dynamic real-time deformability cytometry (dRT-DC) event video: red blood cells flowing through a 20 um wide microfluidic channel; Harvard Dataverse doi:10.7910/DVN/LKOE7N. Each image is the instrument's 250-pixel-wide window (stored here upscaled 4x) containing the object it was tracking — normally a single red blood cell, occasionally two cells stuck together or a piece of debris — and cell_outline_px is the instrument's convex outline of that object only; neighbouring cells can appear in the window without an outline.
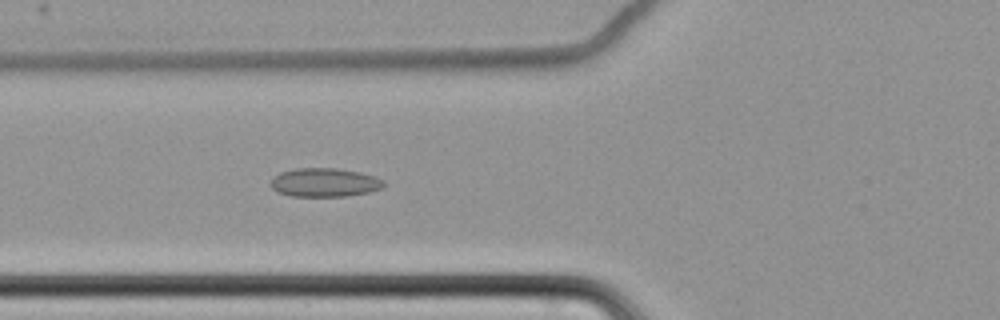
{"species": "common noctule bat (a hibernating species)", "species_latin": "Nyctalus noctula", "temperature_condition": "cold", "stored_images_in_passage": 56, "camera_frame_rate_fps": 3000, "um_per_image_px": 0.085, "animal": {"sex": "female", "body_mass_g": 22.7, "forearm_length_mm": 54.2}, "frame": {"image": 1, "passage_image": 19, "time_ms": 6.0, "image_size_px": [1000, 320], "cell_outline_px": [[384, 188], [368, 192], [348, 196], [292, 196], [276, 192], [272, 188], [272, 180], [280, 172], [296, 168], [336, 168], [360, 172], [384, 180]], "centroid_in_image_um": [27.6, 15.51], "position_along_channel_um": 98.2, "area_um2": 18.84}}
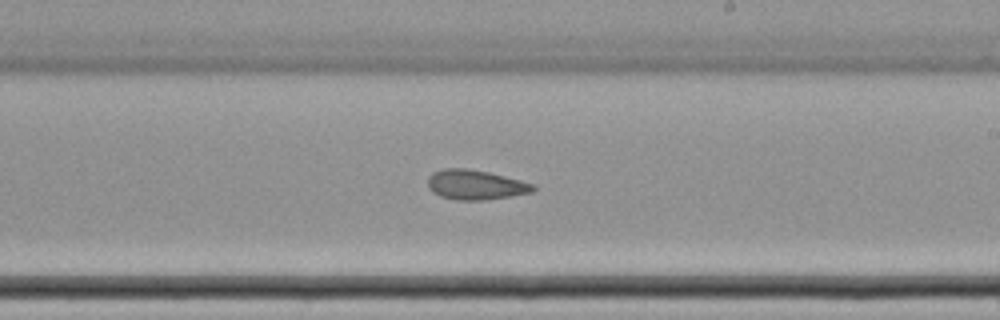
{"frame": {"image": 2, "passage_image": 32, "time_ms": 10.333, "image_size_px": [1000, 320], "cell_outline_px": [[536, 188], [532, 192], [512, 196], [484, 200], [456, 200], [440, 196], [432, 192], [428, 188], [428, 176], [432, 172], [444, 168], [468, 168], [488, 172], [520, 180], [532, 184]], "centroid_in_image_um": [40.37, 15.7], "position_along_channel_um": 248.6, "area_um2": 18.32}}
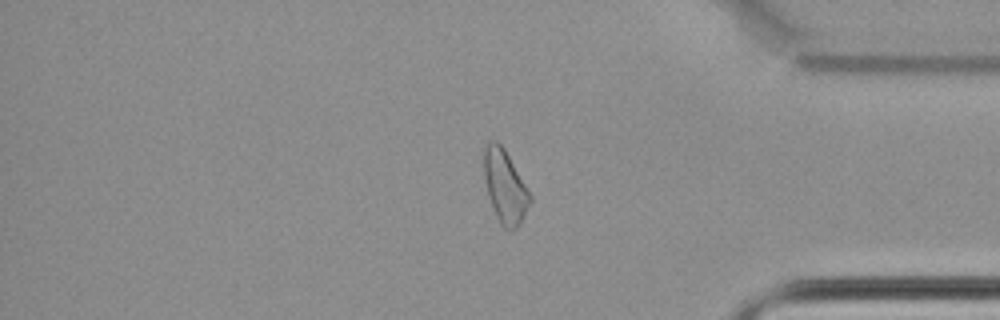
{"frame": {"image": 3, "passage_image": 46, "time_ms": 15.0, "image_size_px": [1000, 320], "cell_outline_px": [[532, 200], [516, 228], [504, 228], [500, 224], [496, 216], [488, 196], [484, 176], [484, 148], [492, 140], [496, 140], [504, 148], [532, 196]], "centroid_in_image_um": [42.91, 15.84], "position_along_channel_um": 392.3, "area_um2": 19.19}, "authors_computed_cell_mechanics": {"area_um2": 19.3052, "velocity_mm_per_s": 3.4679, "shape_relaxation_time_tau1_ms": null, "shape_relaxation_time_tau2_ms": 2.1649, "deformation_change_tau1": null, "deformation_change_tau2": 0.0887}}